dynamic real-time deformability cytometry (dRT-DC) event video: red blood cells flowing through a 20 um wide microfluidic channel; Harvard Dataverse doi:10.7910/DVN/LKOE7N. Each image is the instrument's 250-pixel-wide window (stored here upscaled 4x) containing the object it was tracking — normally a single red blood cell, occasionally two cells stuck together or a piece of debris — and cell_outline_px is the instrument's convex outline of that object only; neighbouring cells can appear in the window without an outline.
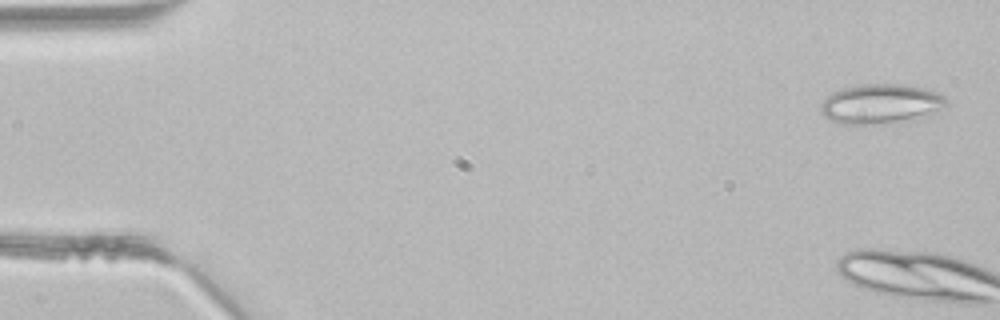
{"species": "common noctule bat (a hibernating species)", "species_latin": "Nyctalus noctula", "temperature_condition": "room temperature", "stored_images_in_passage": 4, "segment_of_instrument_passage": [2, 2], "camera_frame_rate_fps": 3000, "um_per_image_px": 0.085, "animal": {"sex": "male", "body_mass_g": 21.5, "forearm_length_mm": 52.0}, "frame": {"image": 1, "passage_image": 4, "time_ms": 1.0, "image_size_px": [1000, 320], "cell_outline_px": [[948, 104], [932, 116], [920, 120], [892, 124], [840, 124], [824, 116], [820, 112], [820, 104], [832, 92], [844, 88], [864, 84], [904, 84], [924, 88], [936, 92], [944, 96], [948, 100]], "centroid_in_image_um": [74.95, 8.86], "position_along_channel_um": 10.1, "area_um2": 29.88}}